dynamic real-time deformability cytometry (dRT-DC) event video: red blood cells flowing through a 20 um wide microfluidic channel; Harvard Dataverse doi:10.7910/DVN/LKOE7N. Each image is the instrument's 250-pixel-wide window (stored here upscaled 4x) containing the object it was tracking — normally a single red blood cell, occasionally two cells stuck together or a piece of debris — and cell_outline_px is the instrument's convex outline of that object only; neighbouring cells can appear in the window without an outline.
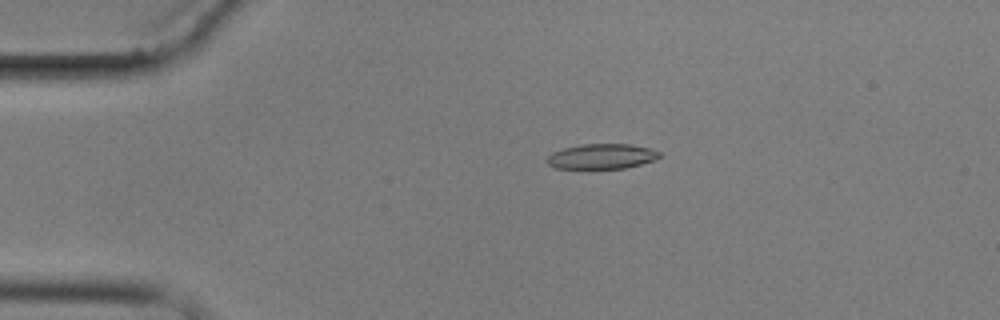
{"species": "common noctule bat (a hibernating species)", "species_latin": "Nyctalus noctula", "temperature_condition": "cold", "stored_images_in_passage": 5, "camera_frame_rate_fps": 3000, "um_per_image_px": 0.085, "animal": {"sex": "male", "body_mass_g": 17.9}, "frame": {"image": 1, "passage_image": 3, "time_ms": 2.333, "image_size_px": [1000, 320], "cell_outline_px": [[660, 156], [656, 160], [624, 168], [556, 168], [548, 164], [544, 160], [552, 152], [564, 148], [584, 144], [632, 144], [648, 148], [660, 152]], "centroid_in_image_um": [51.13, 13.29], "position_along_channel_um": 33.9, "area_um2": 16.36}}
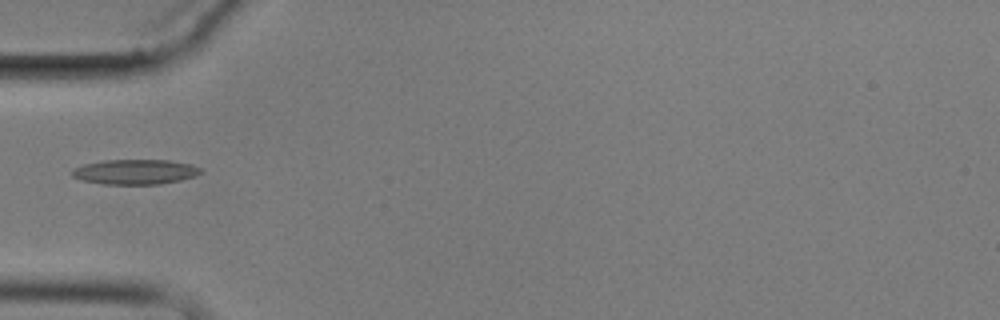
{"frame": {"image": 2, "passage_image": 5, "time_ms": 4.667, "image_size_px": [1000, 320], "cell_outline_px": [[200, 172], [196, 176], [180, 180], [156, 184], [104, 184], [80, 180], [72, 176], [72, 168], [84, 164], [100, 160], [168, 160], [188, 164], [200, 168]], "centroid_in_image_um": [11.41, 14.6], "position_along_channel_um": 73.6, "area_um2": 18.61}}